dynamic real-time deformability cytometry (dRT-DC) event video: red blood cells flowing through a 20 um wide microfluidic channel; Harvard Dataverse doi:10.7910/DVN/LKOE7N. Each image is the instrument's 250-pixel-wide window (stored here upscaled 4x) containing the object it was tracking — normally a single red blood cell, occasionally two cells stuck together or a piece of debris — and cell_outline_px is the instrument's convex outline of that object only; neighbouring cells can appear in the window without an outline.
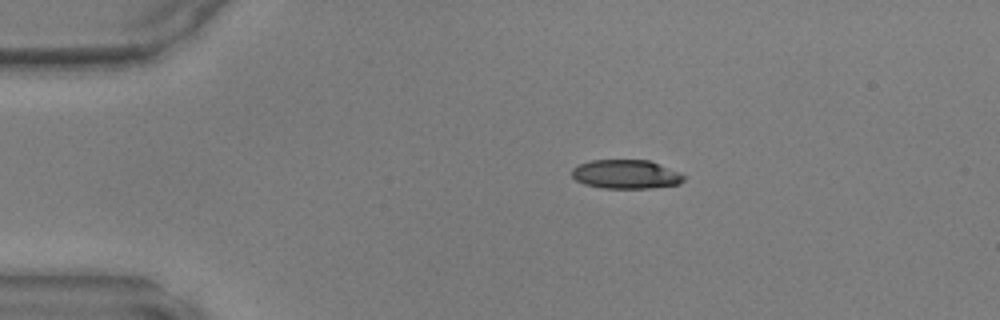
{"species": "common noctule bat (a hibernating species)", "species_latin": "Nyctalus noctula", "temperature_condition": "warm", "stored_images_in_passage": 39, "camera_frame_rate_fps": 3000, "um_per_image_px": 0.085, "animal": {"sex": "male", "body_mass_g": 17.9, "forearm_length_mm": 54.2}, "frame": {"image": 1, "passage_image": 1, "time_ms": 0.0, "image_size_px": [1000, 320], "cell_outline_px": [[684, 180], [680, 184], [652, 188], [600, 188], [584, 184], [576, 180], [572, 176], [572, 168], [580, 164], [592, 160], [648, 160], [680, 172], [684, 176]], "centroid_in_image_um": [53.21, 14.82], "position_along_channel_um": 31.8, "area_um2": 18.9}}
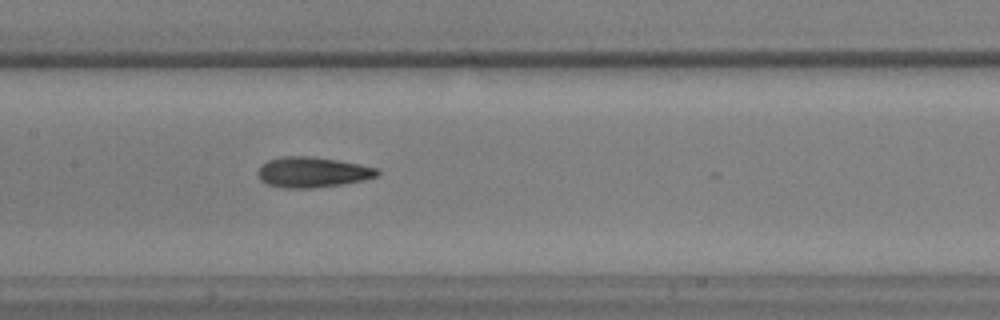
{"frame": {"image": 2, "passage_image": 15, "time_ms": 4.667, "image_size_px": [1000, 320], "cell_outline_px": [[380, 172], [376, 176], [364, 180], [340, 184], [312, 188], [284, 188], [268, 184], [260, 180], [256, 172], [260, 164], [268, 160], [284, 156], [308, 156], [336, 160], [360, 164], [380, 168]], "centroid_in_image_um": [26.53, 14.63], "position_along_channel_um": 180.9, "area_um2": 21.21}}
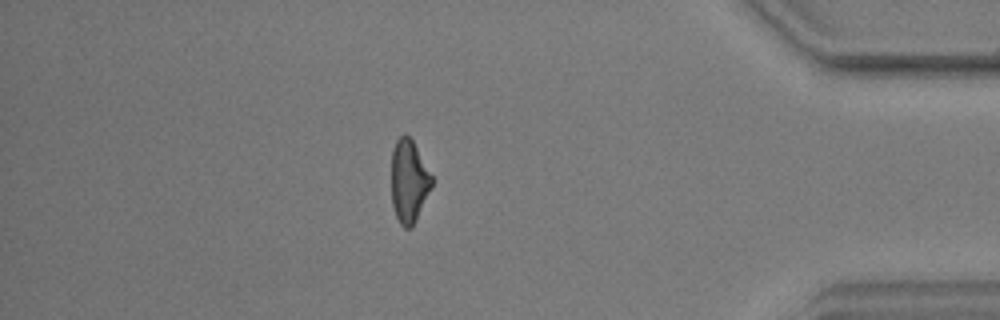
{"frame": {"image": 3, "passage_image": 33, "time_ms": 10.667, "image_size_px": [1000, 320], "cell_outline_px": [[432, 188], [412, 228], [404, 228], [400, 224], [392, 208], [392, 148], [396, 140], [404, 132], [412, 140], [432, 176]], "centroid_in_image_um": [34.75, 15.42], "position_along_channel_um": 400.5, "area_um2": 19.54}}